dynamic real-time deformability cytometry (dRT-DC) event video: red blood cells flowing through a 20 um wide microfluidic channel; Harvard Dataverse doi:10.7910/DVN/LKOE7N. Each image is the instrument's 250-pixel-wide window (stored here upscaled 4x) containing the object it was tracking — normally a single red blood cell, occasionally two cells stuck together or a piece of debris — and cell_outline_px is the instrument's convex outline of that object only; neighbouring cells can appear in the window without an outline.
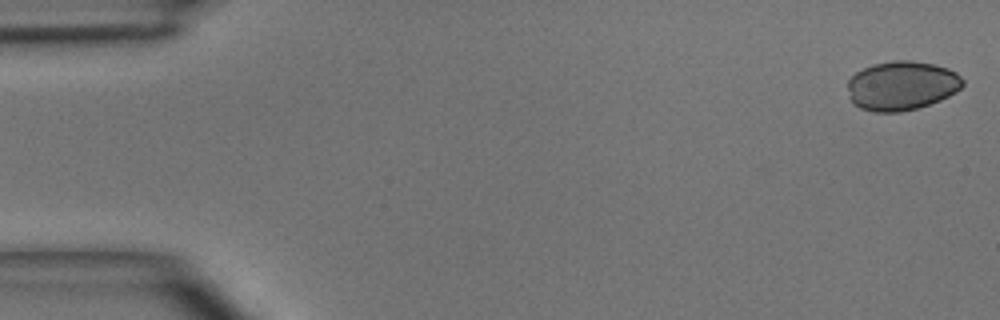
{"species": "common noctule bat (a hibernating species)", "species_latin": "Nyctalus noctula", "temperature_condition": "room temperature", "stored_images_in_passage": 6, "camera_frame_rate_fps": 3000, "um_per_image_px": 0.085, "animal": {"sex": "male", "body_mass_g": 15.6}, "frame": {"image": 1, "passage_image": 1, "time_ms": 0.0, "image_size_px": [1000, 320], "cell_outline_px": [[964, 84], [956, 92], [940, 100], [916, 108], [900, 112], [872, 112], [860, 108], [852, 104], [848, 88], [848, 80], [856, 72], [872, 64], [896, 60], [912, 60], [932, 64], [948, 68], [956, 72], [964, 80]], "centroid_in_image_um": [76.64, 7.28], "position_along_channel_um": 8.4, "area_um2": 33.06}}